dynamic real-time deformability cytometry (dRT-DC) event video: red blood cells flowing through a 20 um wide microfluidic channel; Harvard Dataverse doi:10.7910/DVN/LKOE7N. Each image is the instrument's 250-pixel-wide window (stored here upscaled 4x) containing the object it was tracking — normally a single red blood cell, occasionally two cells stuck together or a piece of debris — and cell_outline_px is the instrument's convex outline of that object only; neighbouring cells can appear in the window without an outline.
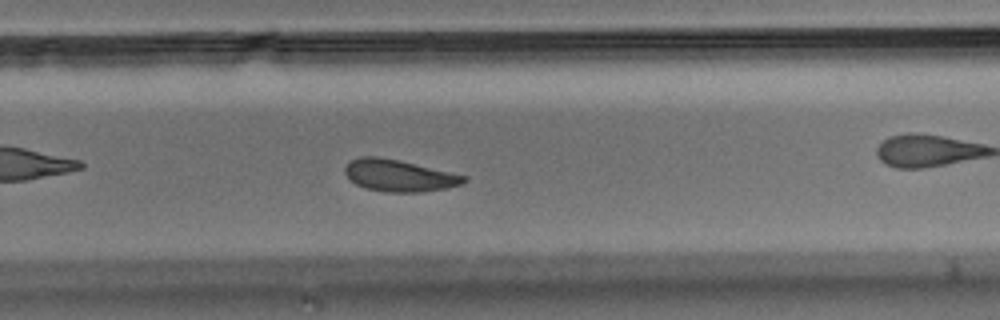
{"species": "Egyptian fruit bat (a non-hibernating species)", "species_latin": "Rousettus aegyptiacus", "temperature_condition": "room temperature", "stored_images_in_passage": 47, "camera_frame_rate_fps": 3000, "um_per_image_px": 0.085, "animal": {"sex": "male"}, "frame": {"image": 1, "passage_image": 27, "time_ms": 8.667, "image_size_px": [1000, 320], "cell_outline_px": [[468, 180], [460, 184], [444, 188], [420, 192], [388, 192], [368, 188], [356, 184], [344, 172], [344, 168], [352, 160], [360, 156], [376, 156], [400, 160], [468, 176]], "centroid_in_image_um": [33.94, 14.91], "position_along_channel_um": 295.9, "area_um2": 21.79}, "authors_computed_cell_mechanics": {"area_um2": 22.7154, "velocity_mm_per_s": 3.5792, "shape_relaxation_time_tau1_ms": 4.9974, "shape_relaxation_time_tau2_ms": 5.3691, "deformation_change_tau1": 0.1156, "deformation_change_tau2": 0.1162}}